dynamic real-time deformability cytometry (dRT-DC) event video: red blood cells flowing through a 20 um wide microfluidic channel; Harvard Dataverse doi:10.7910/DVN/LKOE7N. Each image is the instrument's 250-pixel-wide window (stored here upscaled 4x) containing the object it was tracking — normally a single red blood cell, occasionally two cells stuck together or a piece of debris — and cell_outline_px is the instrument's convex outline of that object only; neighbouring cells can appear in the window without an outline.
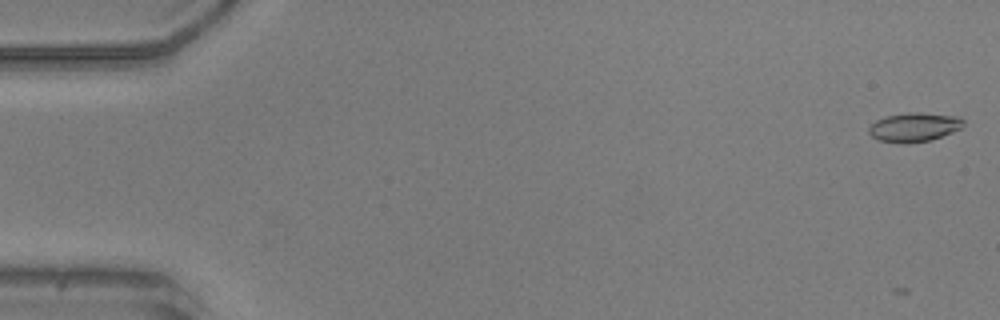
{"species": "common noctule bat (a hibernating species)", "species_latin": "Nyctalus noctula", "temperature_condition": "warm", "stored_images_in_passage": 52, "camera_frame_rate_fps": 3000, "um_per_image_px": 0.085, "animal": {"sex": "male", "body_mass_g": 20.5, "forearm_length_mm": 52.5}, "frame": {"image": 1, "passage_image": 1, "time_ms": 0.0, "image_size_px": [1000, 320], "cell_outline_px": [[964, 124], [960, 128], [952, 132], [928, 140], [904, 144], [876, 140], [868, 132], [868, 128], [876, 120], [884, 116], [908, 112], [920, 112], [956, 116], [964, 120]], "centroid_in_image_um": [77.65, 10.8], "position_along_channel_um": 7.3, "area_um2": 16.01}}
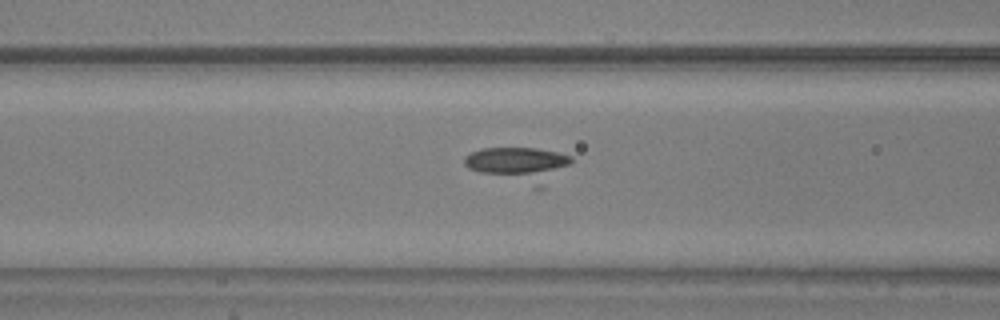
{"frame": {"image": 2, "passage_image": 21, "time_ms": 6.667, "image_size_px": [1000, 320], "cell_outline_px": [[572, 160], [544, 188], [532, 188], [480, 172], [468, 168], [464, 164], [464, 156], [480, 148], [536, 148], [556, 152], [572, 156]], "centroid_in_image_um": [44.1, 14.0], "position_along_channel_um": 122.5, "area_um2": 21.73}}
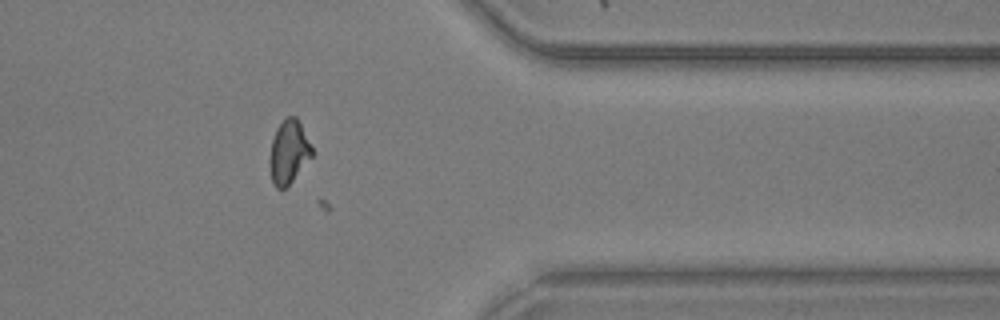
{"frame": {"image": 3, "passage_image": 42, "time_ms": 13.667, "image_size_px": [1000, 320], "cell_outline_px": [[312, 156], [292, 180], [284, 188], [276, 188], [272, 184], [268, 160], [272, 140], [276, 128], [288, 116], [296, 116], [312, 148]], "centroid_in_image_um": [24.5, 12.93], "position_along_channel_um": 386.9, "area_um2": 15.37}}